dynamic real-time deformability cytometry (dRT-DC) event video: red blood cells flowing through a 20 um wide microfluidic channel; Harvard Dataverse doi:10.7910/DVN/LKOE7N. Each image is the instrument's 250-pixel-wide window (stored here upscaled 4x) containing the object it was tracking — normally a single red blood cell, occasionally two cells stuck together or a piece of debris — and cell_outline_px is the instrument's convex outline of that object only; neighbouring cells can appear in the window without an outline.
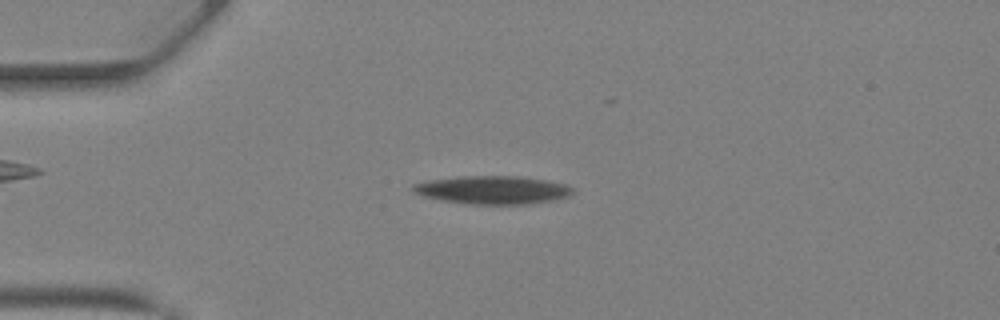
{"species": "Egyptian fruit bat (a non-hibernating species)", "species_latin": "Rousettus aegyptiacus", "temperature_condition": "warm", "stored_images_in_passage": 41, "camera_frame_rate_fps": 3000, "um_per_image_px": 0.085, "animal": {"sex": "female"}, "frame": {"image": 1, "passage_image": 5, "time_ms": 1.333, "image_size_px": [1000, 320], "cell_outline_px": [[572, 192], [568, 196], [552, 200], [532, 204], [468, 204], [440, 200], [420, 196], [412, 192], [412, 184], [428, 180], [456, 176], [516, 176], [548, 180], [564, 184], [572, 188]], "centroid_in_image_um": [41.8, 16.14], "position_along_channel_um": 43.2, "area_um2": 26.41}}
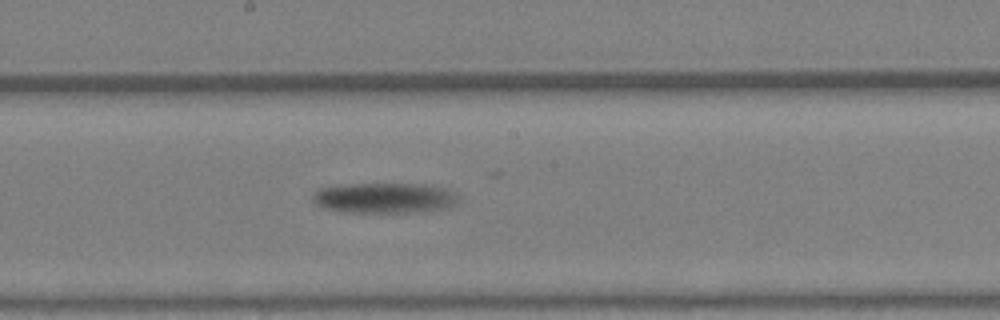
{"frame": {"image": 2, "passage_image": 19, "time_ms": 6.0, "image_size_px": [1000, 320], "cell_outline_px": [[460, 204], [448, 208], [420, 212], [340, 212], [324, 208], [316, 204], [312, 200], [312, 196], [320, 188], [348, 184], [424, 184], [444, 188], [452, 192]], "centroid_in_image_um": [32.68, 16.84], "position_along_channel_um": 215.5, "area_um2": 25.84}}
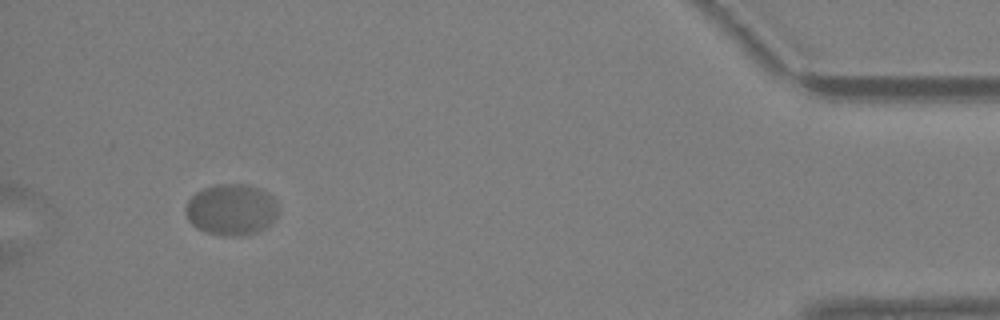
{"frame": {"image": 3, "passage_image": 38, "time_ms": 12.333, "image_size_px": [1000, 320], "cell_outline_px": [[276, 216], [264, 228], [256, 232], [244, 236], [220, 236], [204, 232], [196, 228], [188, 220], [184, 212], [184, 208], [188, 200], [196, 192], [204, 188], [216, 184], [248, 184], [260, 188], [268, 192], [276, 200]], "centroid_in_image_um": [19.62, 17.82], "position_along_channel_um": 415.6, "area_um2": 27.98}, "authors_computed_cell_mechanics": {"area_um2": 26.877, "velocity_mm_per_s": 4.301, "shape_relaxation_time_tau1_ms": 4.8932, "shape_relaxation_time_tau2_ms": null, "deformation_change_tau1": 0.15, "deformation_change_tau2": null}}